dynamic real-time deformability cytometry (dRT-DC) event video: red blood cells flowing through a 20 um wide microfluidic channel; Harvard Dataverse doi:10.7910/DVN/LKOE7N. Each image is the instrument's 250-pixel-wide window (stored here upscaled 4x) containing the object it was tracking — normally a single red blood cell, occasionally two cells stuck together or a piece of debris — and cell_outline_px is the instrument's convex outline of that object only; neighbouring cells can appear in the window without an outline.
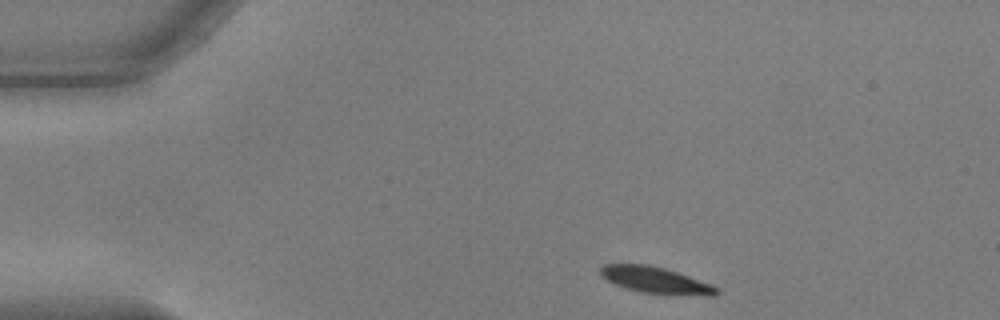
{"species": "common noctule bat (a hibernating species)", "species_latin": "Nyctalus noctula", "temperature_condition": "warm", "stored_images_in_passage": 46, "camera_frame_rate_fps": 3000, "um_per_image_px": 0.085, "animal": {"sex": "male", "body_mass_g": 17.9, "forearm_length_mm": 54.2}, "frame": {"image": 1, "passage_image": 1, "time_ms": 0.0, "image_size_px": [1000, 320], "cell_outline_px": [[720, 292], [716, 296], [676, 296], [640, 292], [616, 284], [600, 276], [600, 268], [604, 264], [648, 264], [664, 268], [712, 284]], "centroid_in_image_um": [55.78, 23.84], "position_along_channel_um": 29.2, "area_um2": 18.09}}
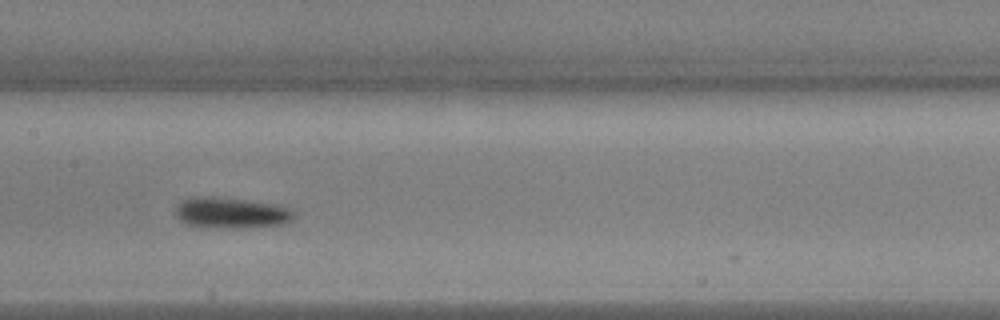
{"frame": {"image": 2, "passage_image": 19, "time_ms": 6.0, "image_size_px": [1000, 320], "cell_outline_px": [[296, 216], [292, 220], [284, 224], [240, 228], [232, 228], [188, 224], [180, 220], [176, 216], [176, 208], [188, 196], [216, 196], [276, 204], [288, 208]], "centroid_in_image_um": [19.67, 18.07], "position_along_channel_um": 187.7, "area_um2": 21.15}}
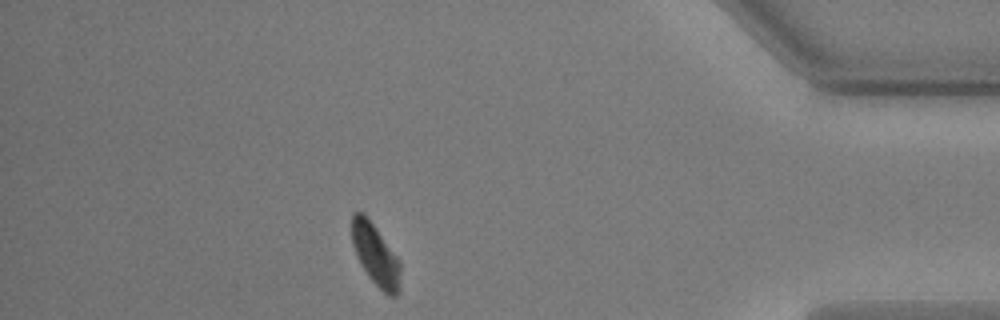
{"frame": {"image": 3, "passage_image": 40, "time_ms": 13.0, "image_size_px": [1000, 320], "cell_outline_px": [[400, 292], [396, 296], [388, 296], [368, 276], [356, 256], [352, 244], [352, 212], [364, 212], [400, 260]], "centroid_in_image_um": [31.93, 21.66], "position_along_channel_um": 403.3, "area_um2": 17.46}, "authors_computed_cell_mechanics": {"area_um2": 19.1896, "velocity_mm_per_s": 3.6574, "shape_relaxation_time_tau1_ms": 2.377, "shape_relaxation_time_tau2_ms": 10.6409, "deformation_change_tau1": 0.1074, "deformation_change_tau2": 0.139}}